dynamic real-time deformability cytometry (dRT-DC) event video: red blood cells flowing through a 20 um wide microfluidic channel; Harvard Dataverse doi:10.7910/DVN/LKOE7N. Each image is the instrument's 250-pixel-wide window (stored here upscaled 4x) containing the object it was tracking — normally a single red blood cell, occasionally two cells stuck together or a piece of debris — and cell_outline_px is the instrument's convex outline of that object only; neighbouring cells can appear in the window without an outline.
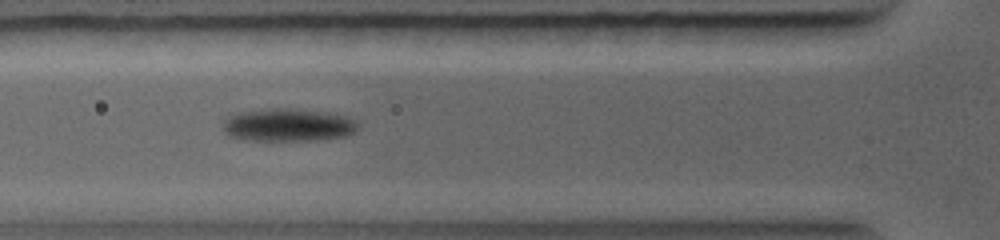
{"species": "common noctule bat (a hibernating species)", "species_latin": "Nyctalus noctula", "temperature_condition": "warm", "stored_images_in_passage": 20, "camera_frame_rate_fps": 5000, "um_per_image_px": 0.085, "animal": {"sex": "female", "body_mass_g": 19.0, "forearm_length_mm": 56.7}, "frame": {"image": 1, "passage_image": 12, "time_ms": 3.2, "image_size_px": [1000, 240], "cell_outline_px": [[360, 124], [352, 132], [344, 136], [312, 140], [252, 140], [228, 136], [224, 132], [224, 120], [228, 116], [236, 112], [272, 108], [288, 108], [328, 112], [348, 116], [356, 120]], "centroid_in_image_um": [24.47, 10.6], "position_along_channel_um": 101.3, "area_um2": 25.84}}
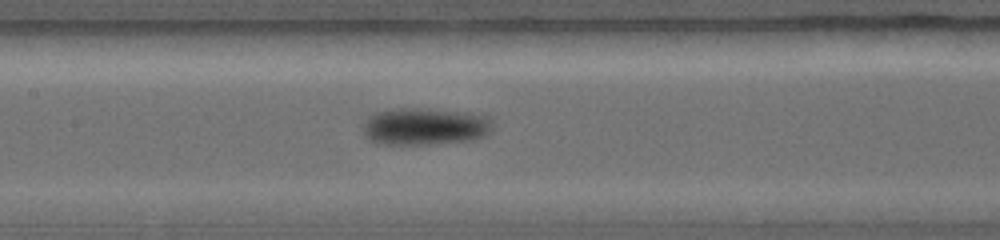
{"frame": {"image": 2, "passage_image": 17, "time_ms": 4.6, "image_size_px": [1000, 240], "cell_outline_px": [[492, 128], [484, 136], [468, 140], [420, 144], [376, 144], [364, 136], [364, 124], [368, 116], [372, 112], [392, 108], [424, 108], [468, 112], [488, 116], [492, 120]], "centroid_in_image_um": [36.07, 10.72], "position_along_channel_um": 171.3, "area_um2": 28.26}}
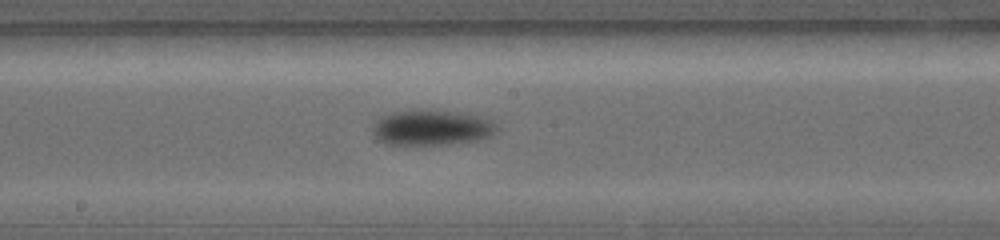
{"frame": {"image": 3, "passage_image": 20, "time_ms": 5.4, "image_size_px": [1000, 240], "cell_outline_px": [[496, 128], [492, 136], [480, 140], [448, 144], [388, 144], [380, 140], [376, 136], [372, 128], [376, 120], [380, 116], [392, 112], [416, 108], [424, 108], [456, 112], [484, 116], [492, 120], [496, 124]], "centroid_in_image_um": [36.72, 10.81], "position_along_channel_um": 211.5, "area_um2": 26.01}}